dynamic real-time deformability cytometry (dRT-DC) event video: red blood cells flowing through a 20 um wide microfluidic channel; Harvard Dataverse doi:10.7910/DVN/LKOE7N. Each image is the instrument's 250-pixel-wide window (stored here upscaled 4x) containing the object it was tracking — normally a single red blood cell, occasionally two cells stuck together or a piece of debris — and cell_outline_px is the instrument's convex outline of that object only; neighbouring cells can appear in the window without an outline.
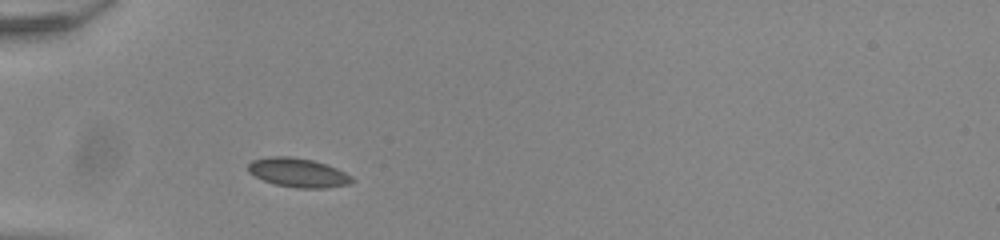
{"species": "common noctule bat (a hibernating species)", "species_latin": "Nyctalus noctula", "temperature_condition": "room temperature", "stored_images_in_passage": 41, "camera_frame_rate_fps": 3000, "um_per_image_px": 0.085, "animal": {"sex": "male", "body_mass_g": 20.0, "forearm_length_mm": 53.3}, "frame": {"image": 1, "passage_image": 5, "time_ms": 1.333, "image_size_px": [1000, 240], "cell_outline_px": [[356, 180], [348, 184], [324, 188], [296, 188], [276, 184], [264, 180], [248, 172], [248, 164], [252, 160], [268, 156], [288, 156], [312, 160], [336, 168], [352, 176]], "centroid_in_image_um": [25.33, 14.67], "position_along_channel_um": 59.7, "area_um2": 17.46}}
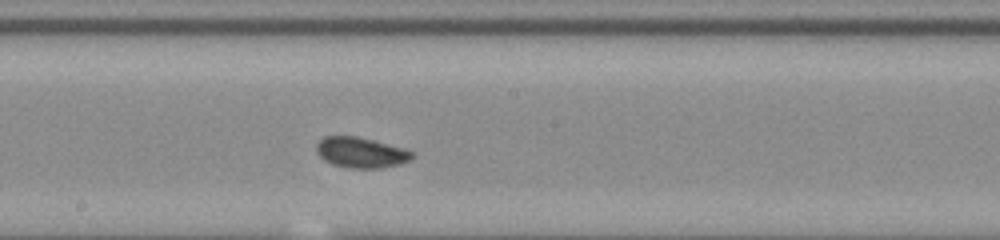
{"frame": {"image": 2, "passage_image": 18, "time_ms": 5.667, "image_size_px": [1000, 240], "cell_outline_px": [[416, 156], [400, 164], [380, 168], [348, 168], [332, 164], [324, 160], [316, 152], [316, 144], [324, 136], [356, 136], [404, 148], [416, 152]], "centroid_in_image_um": [30.69, 12.97], "position_along_channel_um": 217.5, "area_um2": 17.11}}
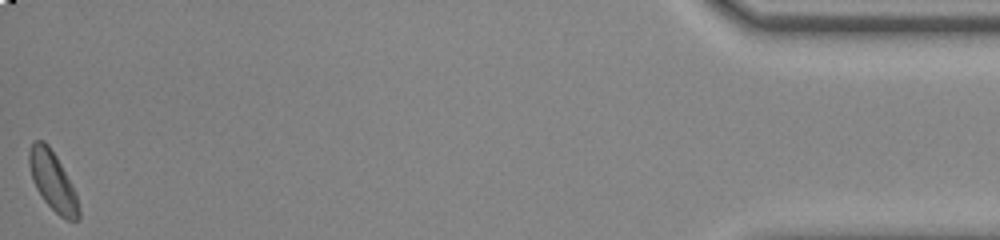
{"frame": {"image": 3, "passage_image": 41, "time_ms": 13.333, "image_size_px": [1000, 240], "cell_outline_px": [[80, 216], [76, 220], [68, 220], [60, 216], [44, 200], [36, 188], [32, 180], [28, 164], [28, 152], [32, 140], [44, 140], [48, 144], [56, 156], [76, 192], [80, 208]], "centroid_in_image_um": [4.46, 15.36], "position_along_channel_um": 430.7, "area_um2": 17.11}, "authors_computed_cell_mechanics": {"area_um2": 16.762, "velocity_mm_per_s": 3.8651, "shape_relaxation_time_tau1_ms": 3.374, "shape_relaxation_time_tau2_ms": null, "deformation_change_tau1": 0.0636, "deformation_change_tau2": null}}